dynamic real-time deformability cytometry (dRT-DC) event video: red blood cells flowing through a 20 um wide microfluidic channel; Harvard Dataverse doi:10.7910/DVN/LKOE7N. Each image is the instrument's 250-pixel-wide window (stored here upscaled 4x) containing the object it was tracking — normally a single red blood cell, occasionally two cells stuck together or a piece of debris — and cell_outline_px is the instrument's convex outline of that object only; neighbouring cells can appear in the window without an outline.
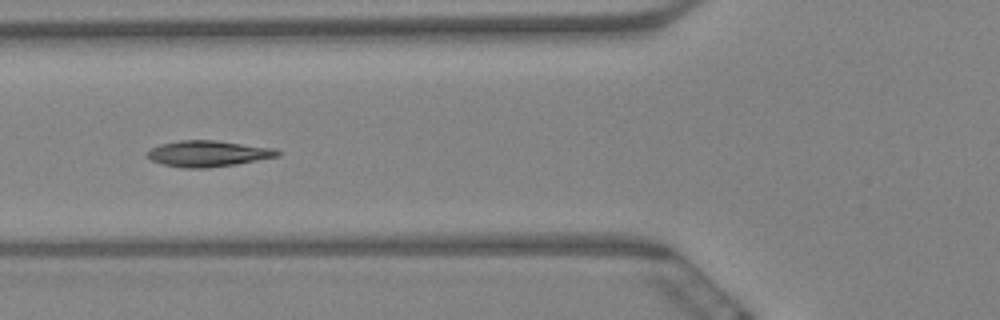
{"species": "Egyptian fruit bat (a non-hibernating species)", "species_latin": "Rousettus aegyptiacus", "temperature_condition": "warm", "stored_images_in_passage": 10, "camera_frame_rate_fps": 3000, "um_per_image_px": 0.085, "animal": {"sex": "female"}, "frame": {"image": 1, "passage_image": 6, "time_ms": 1.667, "image_size_px": [1000, 320], "cell_outline_px": [[280, 156], [236, 164], [208, 168], [184, 168], [164, 164], [152, 160], [148, 156], [148, 152], [152, 148], [160, 144], [180, 140], [216, 140], [272, 148], [280, 152]], "centroid_in_image_um": [17.7, 13.05], "position_along_channel_um": 108.1, "area_um2": 19.54}}
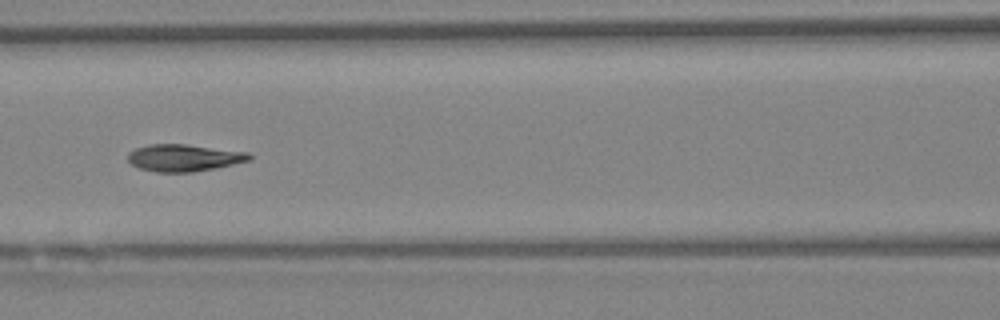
{"frame": {"image": 2, "passage_image": 7, "time_ms": 2.0, "image_size_px": [1000, 320], "cell_outline_px": [[252, 160], [216, 168], [192, 172], [156, 172], [140, 168], [132, 164], [128, 160], [128, 152], [136, 148], [148, 144], [184, 144], [248, 152], [252, 156]], "centroid_in_image_um": [15.64, 13.41], "position_along_channel_um": 151.0, "area_um2": 19.13}}